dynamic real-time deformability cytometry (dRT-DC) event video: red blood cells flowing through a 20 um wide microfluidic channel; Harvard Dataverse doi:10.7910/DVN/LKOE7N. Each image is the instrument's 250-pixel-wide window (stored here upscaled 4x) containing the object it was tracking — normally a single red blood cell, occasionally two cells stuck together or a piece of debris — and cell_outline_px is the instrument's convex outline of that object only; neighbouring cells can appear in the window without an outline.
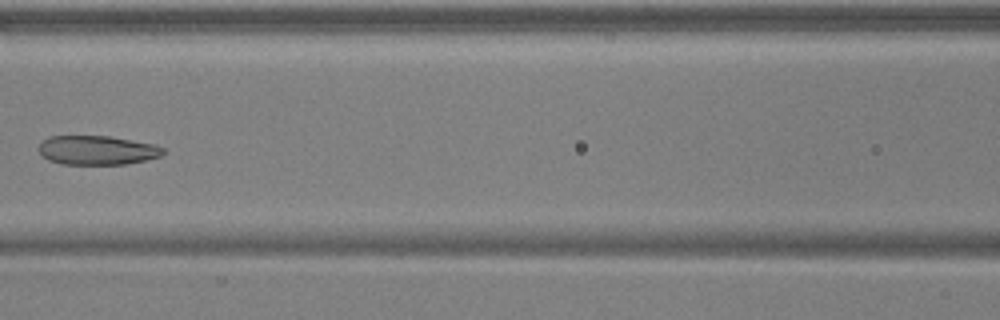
{"species": "common noctule bat (a hibernating species)", "species_latin": "Nyctalus noctula", "temperature_condition": "warm", "stored_images_in_passage": 4, "camera_frame_rate_fps": 3000, "um_per_image_px": 0.085, "animal": {"sex": "male", "body_mass_g": 17.9, "forearm_length_mm": 54.2}, "frame": {"image": 1, "passage_image": 4, "time_ms": 1.0, "image_size_px": [1000, 320], "cell_outline_px": [[164, 152], [160, 156], [128, 164], [60, 164], [48, 160], [40, 156], [36, 148], [40, 140], [48, 136], [108, 136], [156, 144], [164, 148]], "centroid_in_image_um": [8.17, 12.76], "position_along_channel_um": 158.4, "area_um2": 21.5}}